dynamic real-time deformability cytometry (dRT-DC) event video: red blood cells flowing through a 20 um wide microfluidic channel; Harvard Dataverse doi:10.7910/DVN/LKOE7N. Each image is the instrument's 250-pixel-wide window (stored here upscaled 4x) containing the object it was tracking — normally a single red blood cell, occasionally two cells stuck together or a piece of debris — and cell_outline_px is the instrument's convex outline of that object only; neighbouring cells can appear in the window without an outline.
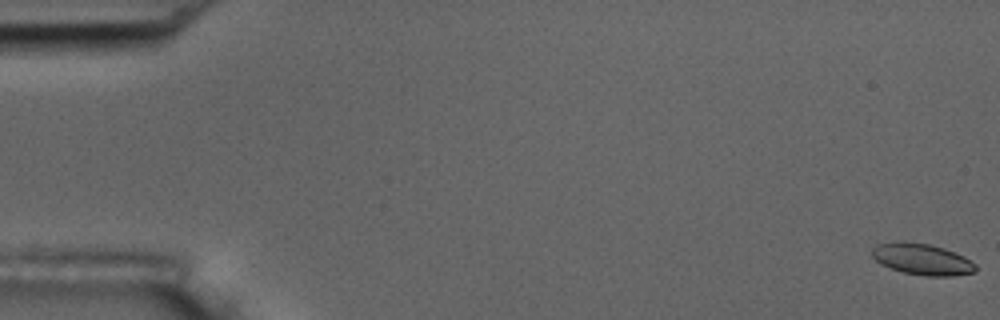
{"species": "common noctule bat (a hibernating species)", "species_latin": "Nyctalus noctula", "temperature_condition": "room temperature", "stored_images_in_passage": 6, "camera_frame_rate_fps": 3000, "um_per_image_px": 0.085, "animal": {"sex": "male", "body_mass_g": 17.5, "forearm_length_mm": 52.3}, "frame": {"image": 1, "passage_image": 1, "time_ms": 0.0, "image_size_px": [1000, 320], "cell_outline_px": [[976, 272], [952, 276], [924, 276], [904, 272], [880, 264], [872, 256], [872, 248], [876, 244], [896, 240], [904, 240], [928, 244], [944, 248], [964, 256], [972, 260], [976, 264]], "centroid_in_image_um": [78.37, 22.01], "position_along_channel_um": 6.6, "area_um2": 19.19}}
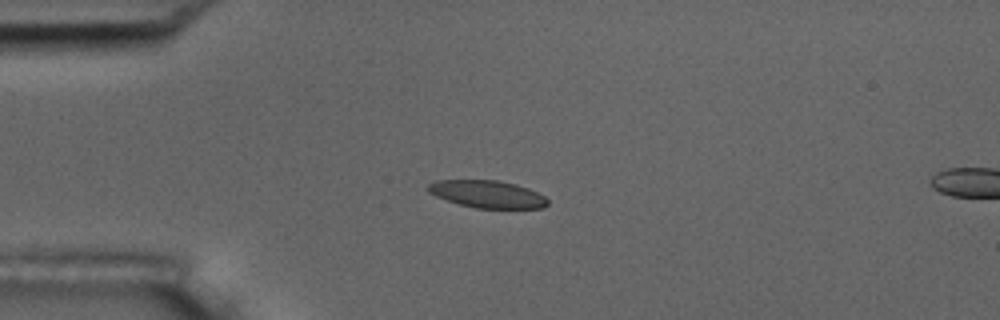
{"frame": {"image": 2, "passage_image": 5, "time_ms": 4.667, "image_size_px": [1000, 320], "cell_outline_px": [[548, 204], [544, 208], [476, 208], [460, 204], [436, 196], [428, 192], [428, 184], [436, 180], [496, 180], [516, 184], [528, 188], [544, 196], [548, 200]], "centroid_in_image_um": [41.44, 16.5], "position_along_channel_um": 43.6, "area_um2": 18.96}}